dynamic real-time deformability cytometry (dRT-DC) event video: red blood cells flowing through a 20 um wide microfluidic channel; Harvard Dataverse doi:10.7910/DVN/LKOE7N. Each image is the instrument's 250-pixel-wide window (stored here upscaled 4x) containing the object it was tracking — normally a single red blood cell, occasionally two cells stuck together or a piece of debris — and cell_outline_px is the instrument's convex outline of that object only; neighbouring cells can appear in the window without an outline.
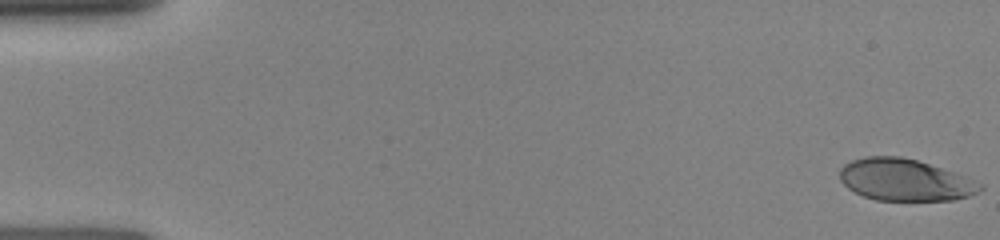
{"species": "human", "species_latin": "Homo sapiens", "temperature_condition": "room temperature", "stored_images_in_passage": 20, "camera_frame_rate_fps": 3000, "um_per_image_px": 0.085, "donor": {"sex": "female"}, "frame": {"image": 1, "passage_image": 1, "time_ms": 0.0, "image_size_px": [1000, 240], "cell_outline_px": [[984, 188], [980, 192], [956, 200], [876, 200], [864, 196], [848, 188], [840, 180], [840, 168], [844, 164], [852, 160], [864, 156], [900, 156], [916, 160], [964, 176], [984, 184]], "centroid_in_image_um": [76.92, 15.29], "position_along_channel_um": 8.1, "area_um2": 34.1}}
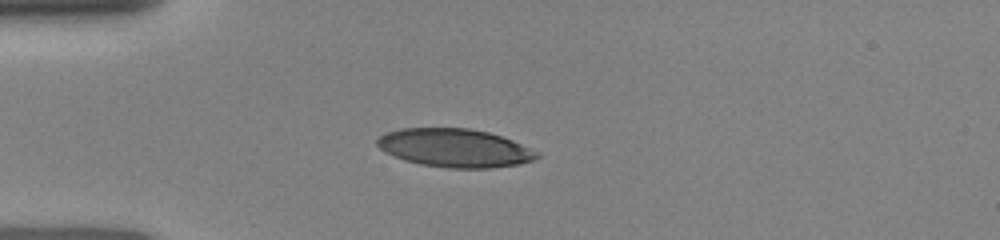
{"frame": {"image": 2, "passage_image": 17, "time_ms": 4.0, "image_size_px": [1000, 240], "cell_outline_px": [[540, 156], [532, 160], [520, 164], [488, 168], [448, 168], [420, 164], [404, 160], [384, 152], [376, 144], [376, 140], [380, 136], [388, 132], [400, 128], [468, 128], [488, 132], [512, 140], [540, 152]], "centroid_in_image_um": [38.65, 12.58], "position_along_channel_um": 46.4, "area_um2": 35.72}}